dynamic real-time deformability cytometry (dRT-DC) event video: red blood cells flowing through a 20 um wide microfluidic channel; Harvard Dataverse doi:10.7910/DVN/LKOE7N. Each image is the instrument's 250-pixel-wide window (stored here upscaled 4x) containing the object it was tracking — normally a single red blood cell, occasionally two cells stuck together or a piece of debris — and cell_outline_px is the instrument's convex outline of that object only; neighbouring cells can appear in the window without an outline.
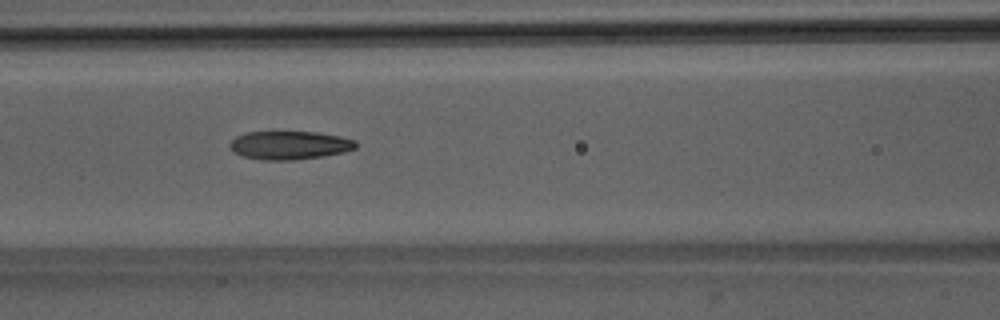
{"species": "Egyptian fruit bat (a non-hibernating species)", "species_latin": "Rousettus aegyptiacus", "temperature_condition": "room temperature", "stored_images_in_passage": 42, "camera_frame_rate_fps": 3000, "um_per_image_px": 0.085, "animal": {"sex": "male"}, "frame": {"image": 1, "passage_image": 13, "time_ms": 4.0, "image_size_px": [1000, 320], "cell_outline_px": [[356, 148], [344, 152], [324, 156], [292, 160], [264, 160], [244, 156], [236, 152], [228, 144], [236, 136], [244, 132], [316, 132], [340, 136], [356, 140]], "centroid_in_image_um": [24.64, 12.34], "position_along_channel_um": 142.0, "area_um2": 20.75}}
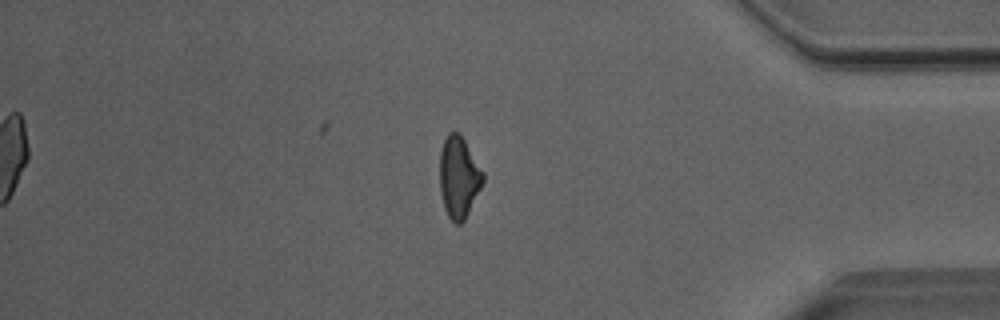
{"frame": {"image": 2, "passage_image": 34, "time_ms": 11.0, "image_size_px": [1000, 320], "cell_outline_px": [[484, 180], [464, 220], [460, 224], [456, 224], [448, 216], [444, 208], [440, 192], [440, 152], [444, 140], [448, 132], [460, 132], [484, 172]], "centroid_in_image_um": [38.99, 15.03], "position_along_channel_um": 396.2, "area_um2": 20.46}}
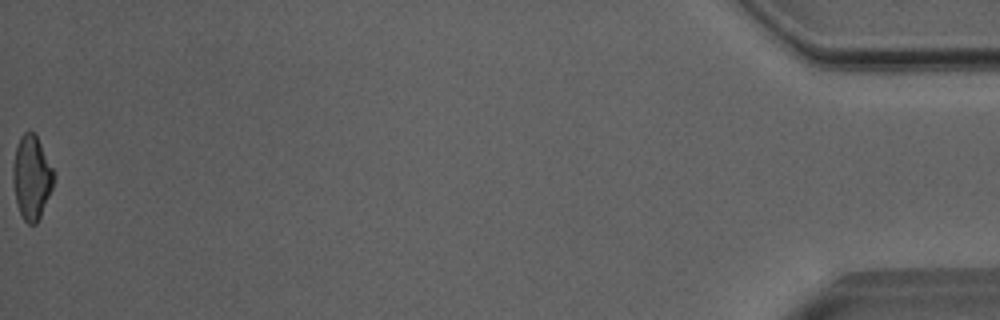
{"frame": {"image": 3, "passage_image": 42, "time_ms": 13.667, "image_size_px": [1000, 320], "cell_outline_px": [[56, 176], [52, 188], [40, 216], [36, 224], [28, 224], [24, 220], [16, 204], [12, 180], [12, 164], [16, 144], [20, 136], [24, 132], [32, 132], [36, 136], [56, 172]], "centroid_in_image_um": [2.68, 15.06], "position_along_channel_um": 432.5, "area_um2": 20.17}, "authors_computed_cell_mechanics": {"area_um2": 20.7213, "velocity_mm_per_s": 4.0641, "shape_relaxation_time_tau1_ms": 8.7711, "shape_relaxation_time_tau2_ms": 2.6252, "deformation_change_tau1": 0.235, "deformation_change_tau2": 0.1099}}